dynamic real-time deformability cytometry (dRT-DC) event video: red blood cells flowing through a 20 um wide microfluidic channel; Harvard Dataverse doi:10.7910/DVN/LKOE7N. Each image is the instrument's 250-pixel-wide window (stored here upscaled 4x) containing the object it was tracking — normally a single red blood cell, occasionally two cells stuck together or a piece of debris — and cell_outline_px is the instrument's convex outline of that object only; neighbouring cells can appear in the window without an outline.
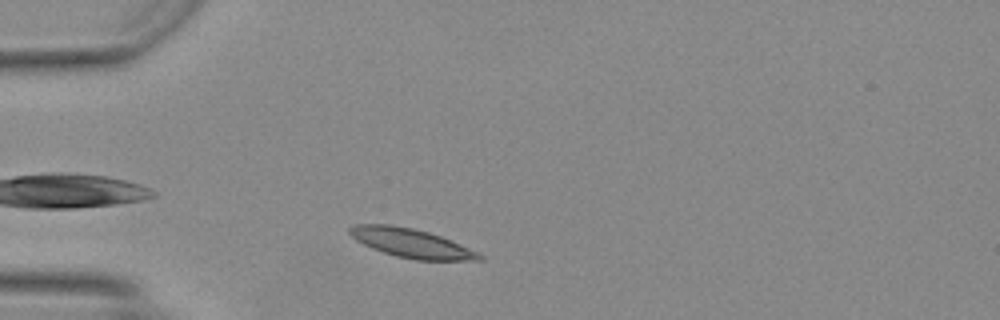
{"species": "Egyptian fruit bat (a non-hibernating species)", "species_latin": "Rousettus aegyptiacus", "temperature_condition": "warm", "stored_images_in_passage": 37, "camera_frame_rate_fps": 3000, "um_per_image_px": 0.085, "animal": {"sex": "female"}, "frame": {"image": 1, "passage_image": 5, "time_ms": 1.333, "image_size_px": [1000, 320], "cell_outline_px": [[484, 260], [416, 260], [396, 256], [372, 248], [356, 240], [348, 232], [348, 228], [352, 224], [392, 224], [412, 228], [428, 232], [440, 236], [480, 252], [484, 256]], "centroid_in_image_um": [34.96, 20.66], "position_along_channel_um": 50.0, "area_um2": 21.91}}
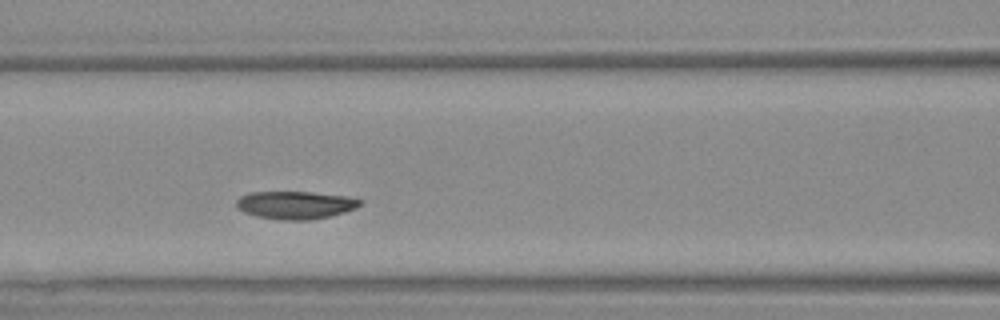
{"frame": {"image": 2, "passage_image": 13, "time_ms": 4.0, "image_size_px": [1000, 320], "cell_outline_px": [[360, 204], [356, 208], [332, 216], [312, 220], [284, 220], [256, 216], [244, 212], [236, 208], [236, 200], [240, 196], [252, 192], [312, 192], [344, 196], [360, 200]], "centroid_in_image_um": [25.07, 17.43], "position_along_channel_um": 141.5, "area_um2": 20.0}}
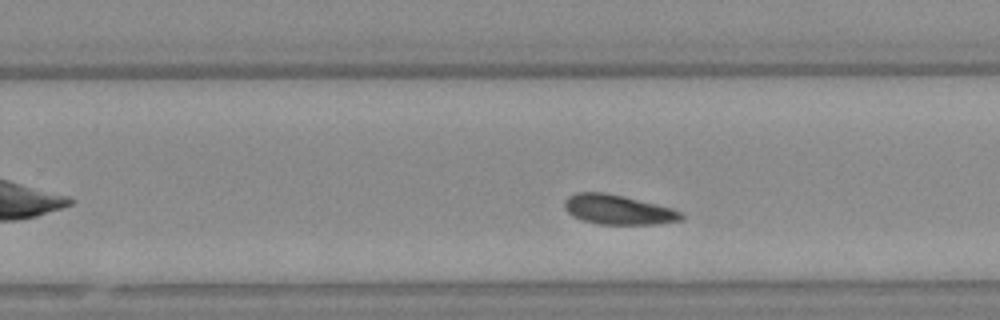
{"frame": {"image": 3, "passage_image": 23, "time_ms": 7.333, "image_size_px": [1000, 320], "cell_outline_px": [[684, 220], [656, 224], [596, 224], [580, 220], [572, 216], [564, 208], [564, 200], [568, 196], [576, 192], [604, 192], [624, 196], [672, 208], [680, 212], [684, 216]], "centroid_in_image_um": [52.5, 17.82], "position_along_channel_um": 277.3, "area_um2": 20.35}, "authors_computed_cell_mechanics": {"area_um2": 20.3456, "velocity_mm_per_s": 4.0992, "shape_relaxation_time_tau1_ms": 1.9319, "shape_relaxation_time_tau2_ms": null, "deformation_change_tau1": 0.085, "deformation_change_tau2": null}}